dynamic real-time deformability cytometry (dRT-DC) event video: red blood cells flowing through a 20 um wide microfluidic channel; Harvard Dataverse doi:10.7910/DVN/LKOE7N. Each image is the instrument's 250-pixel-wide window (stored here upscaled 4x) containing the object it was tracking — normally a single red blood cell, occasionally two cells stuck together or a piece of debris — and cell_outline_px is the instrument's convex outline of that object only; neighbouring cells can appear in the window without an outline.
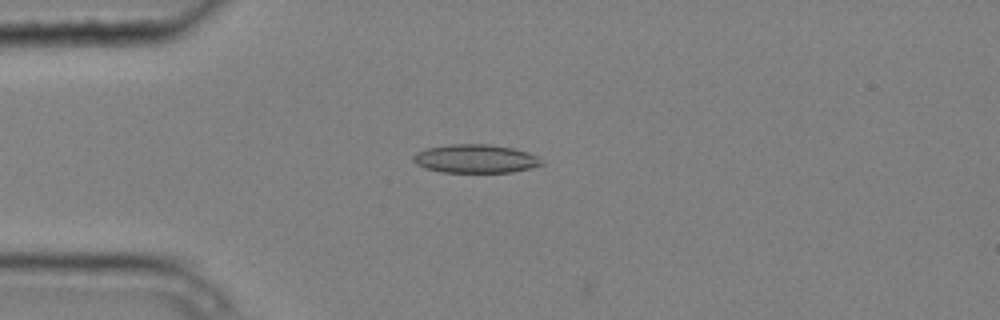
{"species": "common noctule bat (a hibernating species)", "species_latin": "Nyctalus noctula", "temperature_condition": "cold", "stored_images_in_passage": 5, "camera_frame_rate_fps": 3000, "um_per_image_px": 0.085, "animal": {"sex": "male", "body_mass_g": 20.4}, "frame": {"image": 1, "passage_image": 4, "time_ms": 1.0, "image_size_px": [1000, 320], "cell_outline_px": [[544, 164], [532, 168], [512, 172], [444, 172], [428, 168], [416, 164], [412, 160], [412, 156], [416, 152], [428, 148], [448, 144], [488, 144], [512, 148], [528, 152], [536, 156]], "centroid_in_image_um": [40.41, 13.49], "position_along_channel_um": 44.6, "area_um2": 21.21}}